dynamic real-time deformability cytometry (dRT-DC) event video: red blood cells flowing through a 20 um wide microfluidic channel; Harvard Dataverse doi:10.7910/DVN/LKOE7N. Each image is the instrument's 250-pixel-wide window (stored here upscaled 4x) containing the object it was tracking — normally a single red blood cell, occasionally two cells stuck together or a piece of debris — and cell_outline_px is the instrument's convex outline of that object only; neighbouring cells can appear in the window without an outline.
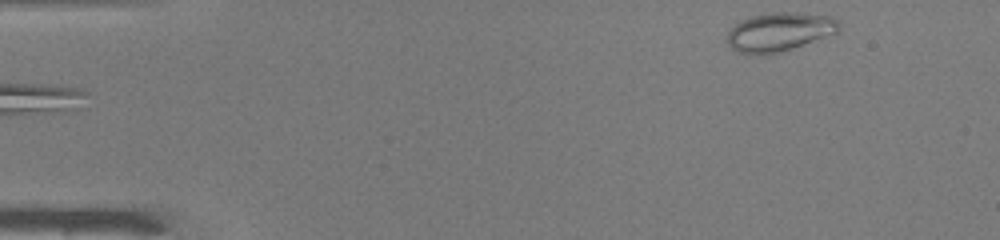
{"species": "common noctule bat (a hibernating species)", "species_latin": "Nyctalus noctula", "temperature_condition": "warm", "stored_images_in_passage": 45, "camera_frame_rate_fps": 3000, "um_per_image_px": 0.085, "animal": {"sex": "male", "body_mass_g": 19.0, "forearm_length_mm": 50.8}, "frame": {"image": 1, "passage_image": 1, "time_ms": 0.0, "image_size_px": [1000, 240], "cell_outline_px": [[840, 32], [768, 56], [760, 56], [736, 52], [724, 40], [728, 32], [740, 20], [752, 16], [772, 12], [796, 12], [832, 16], [840, 20]], "centroid_in_image_um": [66.25, 2.72], "position_along_channel_um": 18.8, "area_um2": 25.84}}
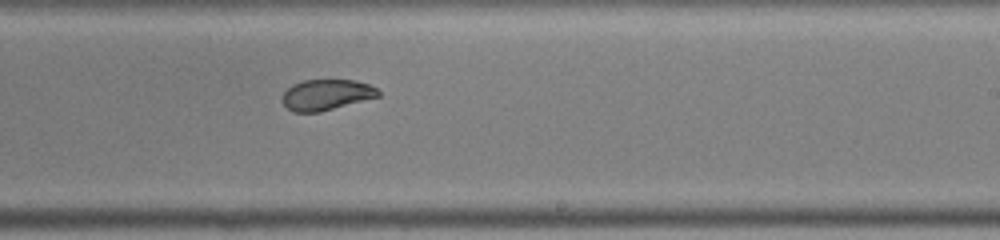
{"frame": {"image": 2, "passage_image": 26, "time_ms": 8.333, "image_size_px": [1000, 240], "cell_outline_px": [[380, 96], [320, 112], [292, 112], [284, 104], [284, 92], [292, 84], [304, 80], [356, 80], [368, 84], [376, 88], [380, 92]], "centroid_in_image_um": [27.76, 8.05], "position_along_channel_um": 261.2, "area_um2": 17.05}}
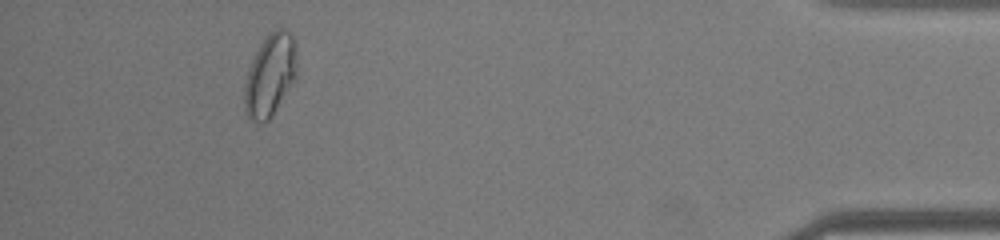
{"frame": {"image": 3, "passage_image": 41, "time_ms": 13.333, "image_size_px": [1000, 240], "cell_outline_px": [[296, 76], [272, 116], [268, 120], [248, 120], [244, 112], [244, 84], [248, 68], [260, 44], [276, 28], [284, 28], [292, 36], [296, 52]], "centroid_in_image_um": [22.93, 6.4], "position_along_channel_um": 412.3, "area_um2": 24.8}, "authors_computed_cell_mechanics": {"area_um2": 20.23, "velocity_mm_per_s": 4.1282, "shape_relaxation_time_tau1_ms": 5.5823, "shape_relaxation_time_tau2_ms": 1.0977, "deformation_change_tau1": 0.1482, "deformation_change_tau2": 0.0474}}